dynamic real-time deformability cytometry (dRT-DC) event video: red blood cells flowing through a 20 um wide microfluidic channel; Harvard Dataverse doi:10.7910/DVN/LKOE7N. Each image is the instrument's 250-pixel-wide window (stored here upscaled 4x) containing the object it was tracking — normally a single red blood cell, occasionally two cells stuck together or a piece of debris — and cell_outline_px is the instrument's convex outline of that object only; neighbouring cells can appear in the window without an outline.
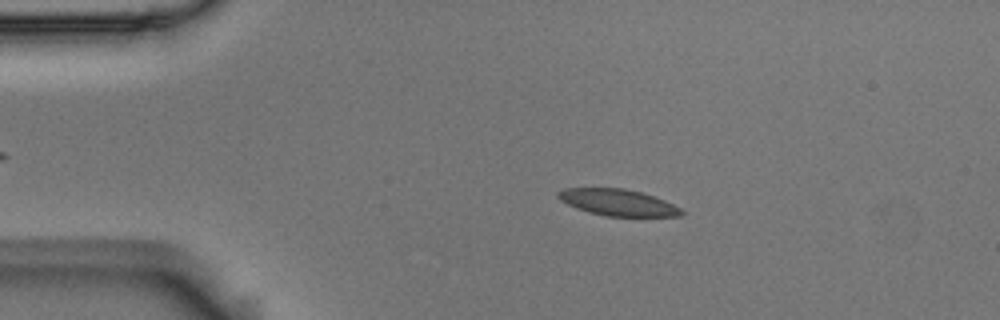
{"species": "Egyptian fruit bat (a non-hibernating species)", "species_latin": "Rousettus aegyptiacus", "temperature_condition": "room temperature", "stored_images_in_passage": 53, "camera_frame_rate_fps": 3000, "um_per_image_px": 0.085, "animal": {"sex": "male"}, "frame": {"image": 1, "passage_image": 8, "time_ms": 2.333, "image_size_px": [1000, 320], "cell_outline_px": [[684, 212], [680, 216], [604, 216], [588, 212], [576, 208], [560, 200], [556, 196], [556, 192], [564, 188], [624, 188], [640, 192], [664, 200], [680, 208]], "centroid_in_image_um": [52.47, 17.2], "position_along_channel_um": 32.5, "area_um2": 18.96}}
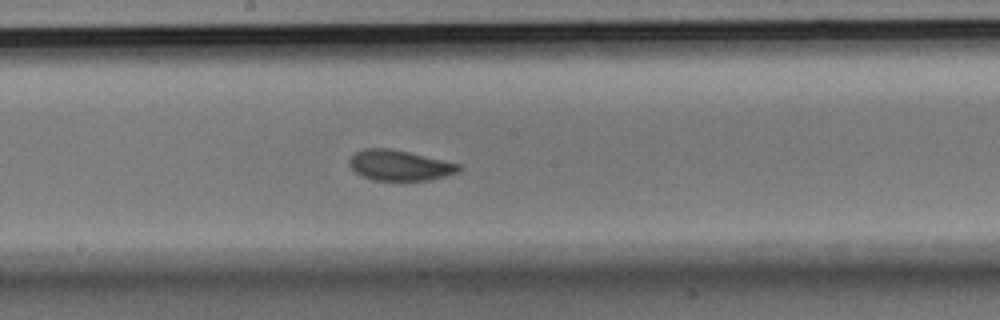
{"frame": {"image": 2, "passage_image": 27, "time_ms": 8.667, "image_size_px": [1000, 320], "cell_outline_px": [[460, 168], [456, 172], [444, 176], [428, 180], [400, 184], [372, 180], [356, 172], [348, 164], [348, 160], [356, 152], [364, 148], [388, 148], [408, 152], [460, 164]], "centroid_in_image_um": [33.93, 14.1], "position_along_channel_um": 214.3, "area_um2": 19.88}}
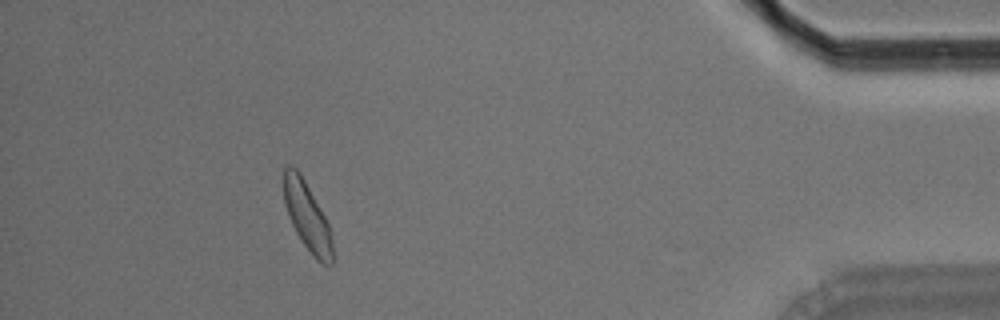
{"frame": {"image": 3, "passage_image": 48, "time_ms": 15.667, "image_size_px": [1000, 320], "cell_outline_px": [[332, 264], [328, 268], [320, 264], [312, 256], [296, 232], [292, 224], [284, 204], [284, 168], [288, 164], [292, 164], [300, 172], [320, 208], [328, 224], [332, 240]], "centroid_in_image_um": [26.11, 18.42], "position_along_channel_um": 409.1, "area_um2": 19.36}, "authors_computed_cell_mechanics": {"area_um2": 19.652, "velocity_mm_per_s": 3.5665, "shape_relaxation_time_tau1_ms": 2.7303, "shape_relaxation_time_tau2_ms": 1.3938, "deformation_change_tau1": 0.1184, "deformation_change_tau2": 0.0731}}